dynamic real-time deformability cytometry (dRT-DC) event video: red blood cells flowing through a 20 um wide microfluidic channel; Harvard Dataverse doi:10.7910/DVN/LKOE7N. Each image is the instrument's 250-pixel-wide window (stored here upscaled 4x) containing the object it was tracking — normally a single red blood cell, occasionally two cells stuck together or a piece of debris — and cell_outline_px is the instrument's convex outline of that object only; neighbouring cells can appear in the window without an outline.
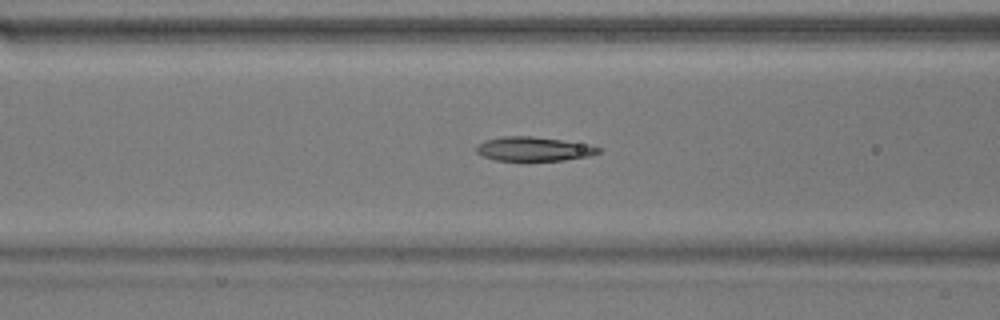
{"species": "common noctule bat (a hibernating species)", "species_latin": "Nyctalus noctula", "temperature_condition": "warm", "stored_images_in_passage": 53, "camera_frame_rate_fps": 3000, "um_per_image_px": 0.085, "animal": {"sex": "male", "body_mass_g": 17.9}, "frame": {"image": 1, "passage_image": 21, "time_ms": 6.667, "image_size_px": [1000, 320], "cell_outline_px": [[600, 152], [588, 156], [564, 160], [496, 160], [484, 156], [476, 152], [476, 144], [484, 140], [504, 136], [532, 136], [592, 144], [600, 148]], "centroid_in_image_um": [45.36, 12.64], "position_along_channel_um": 121.2, "area_um2": 17.17}}
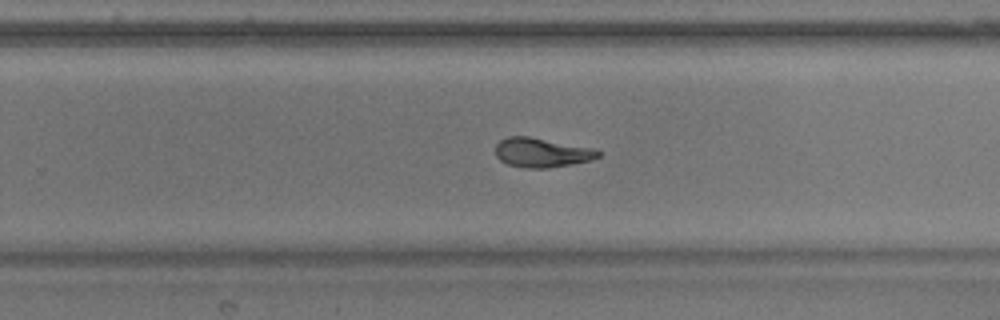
{"frame": {"image": 2, "passage_image": 34, "time_ms": 11.0, "image_size_px": [1000, 320], "cell_outline_px": [[600, 156], [592, 160], [572, 164], [548, 168], [524, 168], [508, 164], [500, 160], [496, 156], [496, 144], [500, 140], [508, 136], [528, 136], [592, 148], [600, 152]], "centroid_in_image_um": [46.03, 12.97], "position_along_channel_um": 283.8, "area_um2": 17.51}}
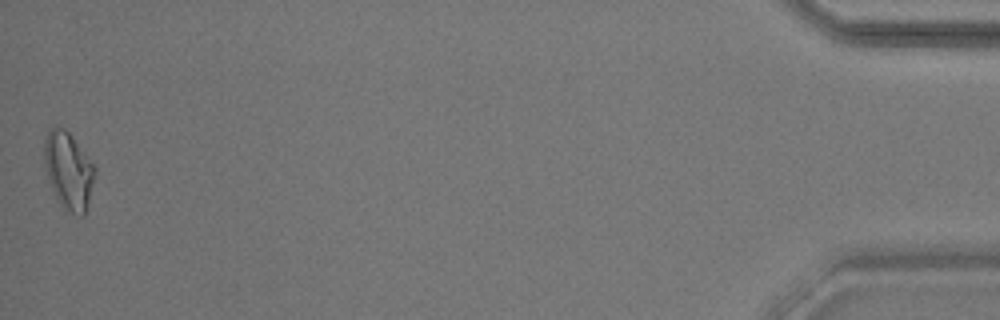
{"frame": {"image": 3, "passage_image": 53, "time_ms": 17.333, "image_size_px": [1000, 320], "cell_outline_px": [[96, 176], [84, 216], [80, 216], [64, 208], [56, 200], [44, 168], [44, 140], [48, 128], [56, 124], [64, 128], [68, 132], [96, 168]], "centroid_in_image_um": [5.8, 14.48], "position_along_channel_um": 429.4, "area_um2": 22.95}, "authors_computed_cell_mechanics": {"area_um2": 17.9758, "velocity_mm_per_s": 3.7572, "shape_relaxation_time_tau1_ms": 5.3537, "shape_relaxation_time_tau2_ms": 2.2607, "deformation_change_tau1": 0.182, "deformation_change_tau2": 0.0869}}